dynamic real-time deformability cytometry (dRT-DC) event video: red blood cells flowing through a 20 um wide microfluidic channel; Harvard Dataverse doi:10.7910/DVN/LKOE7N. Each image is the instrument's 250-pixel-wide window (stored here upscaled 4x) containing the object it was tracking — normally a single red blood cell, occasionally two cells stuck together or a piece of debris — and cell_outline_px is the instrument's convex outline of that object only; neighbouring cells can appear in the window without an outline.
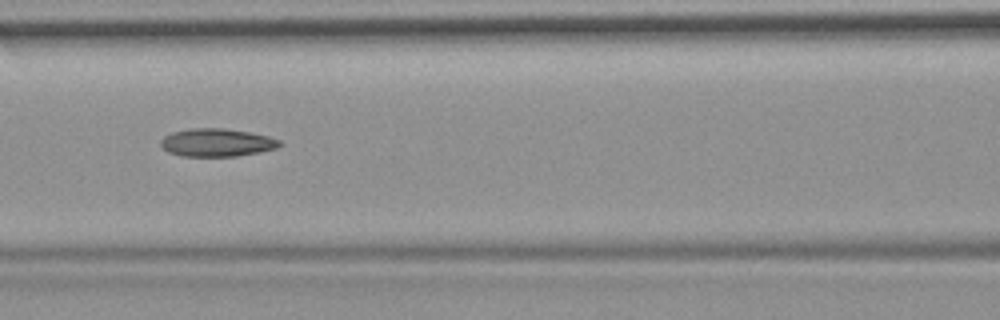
{"species": "common noctule bat (a hibernating species)", "species_latin": "Nyctalus noctula", "temperature_condition": "room temperature", "stored_images_in_passage": 54, "camera_frame_rate_fps": 3000, "um_per_image_px": 0.085, "animal": {"sex": "female", "body_mass_g": 19.9}, "frame": {"image": 1, "passage_image": 24, "time_ms": 7.667, "image_size_px": [1000, 320], "cell_outline_px": [[284, 144], [276, 148], [236, 156], [184, 156], [168, 152], [160, 144], [160, 140], [164, 136], [172, 132], [192, 128], [224, 128], [252, 132], [268, 136], [280, 140]], "centroid_in_image_um": [18.44, 12.1], "position_along_channel_um": 148.2, "area_um2": 19.36}, "authors_computed_cell_mechanics": {"area_um2": 19.1607, "velocity_mm_per_s": 3.7068, "shape_relaxation_time_tau1_ms": null, "shape_relaxation_time_tau2_ms": 3.5315, "deformation_change_tau1": null, "deformation_change_tau2": 0.1144}}